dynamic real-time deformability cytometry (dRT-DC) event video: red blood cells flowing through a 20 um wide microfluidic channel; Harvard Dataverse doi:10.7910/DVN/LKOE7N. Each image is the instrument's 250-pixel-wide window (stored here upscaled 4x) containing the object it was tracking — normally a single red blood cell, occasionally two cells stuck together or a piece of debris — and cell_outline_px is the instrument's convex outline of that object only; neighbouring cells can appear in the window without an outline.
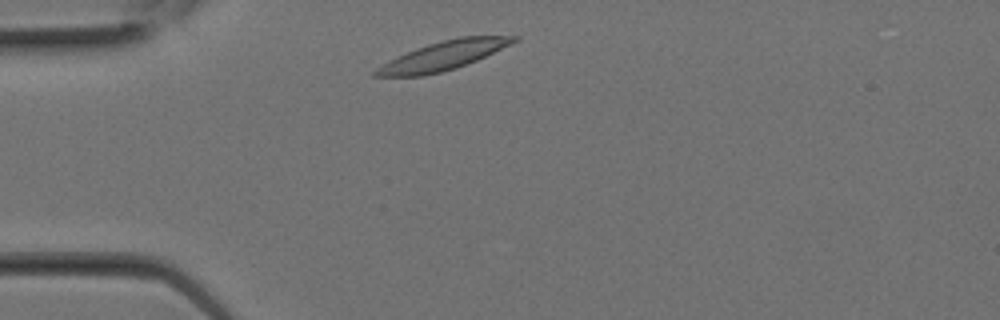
{"species": "Egyptian fruit bat (a non-hibernating species)", "species_latin": "Rousettus aegyptiacus", "temperature_condition": "room temperature", "stored_images_in_passage": 2, "camera_frame_rate_fps": 3000, "um_per_image_px": 0.085, "animal": {"sex": "female"}, "frame": {"image": 1, "passage_image": 1, "time_ms": 0.0, "image_size_px": [1000, 320], "cell_outline_px": [[520, 40], [512, 44], [476, 60], [456, 68], [440, 72], [420, 76], [372, 76], [372, 72], [376, 68], [416, 48], [428, 44], [460, 36], [520, 36]], "centroid_in_image_um": [37.73, 4.72], "position_along_channel_um": 47.3, "area_um2": 22.72}}